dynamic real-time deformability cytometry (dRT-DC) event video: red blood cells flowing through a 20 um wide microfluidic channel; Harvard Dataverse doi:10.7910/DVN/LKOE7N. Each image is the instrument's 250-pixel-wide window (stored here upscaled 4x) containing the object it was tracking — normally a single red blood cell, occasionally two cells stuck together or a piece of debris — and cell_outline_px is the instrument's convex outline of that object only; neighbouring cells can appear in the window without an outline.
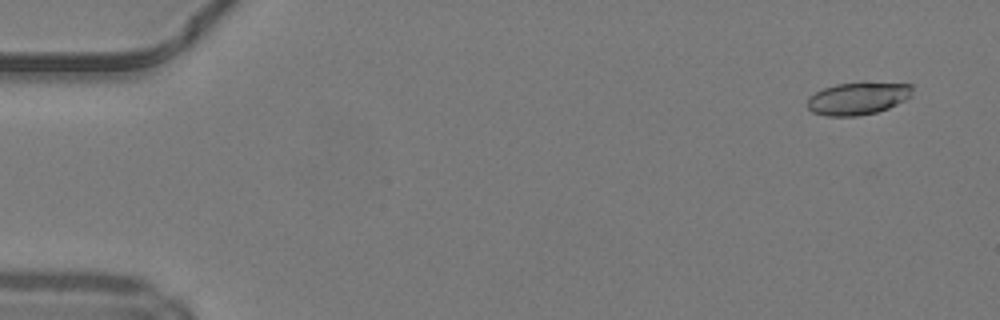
{"species": "common noctule bat (a hibernating species)", "species_latin": "Nyctalus noctula", "temperature_condition": "warm", "stored_images_in_passage": 45, "camera_frame_rate_fps": 3000, "um_per_image_px": 0.085, "animal": {"sex": "male", "body_mass_g": 19.2, "forearm_length_mm": 51.8}, "frame": {"image": 1, "passage_image": 3, "time_ms": 0.667, "image_size_px": [1000, 320], "cell_outline_px": [[912, 96], [888, 108], [876, 112], [856, 116], [824, 116], [812, 112], [808, 108], [808, 96], [824, 88], [836, 84], [864, 80], [912, 84]], "centroid_in_image_um": [72.93, 8.32], "position_along_channel_um": 12.1, "area_um2": 20.46}}
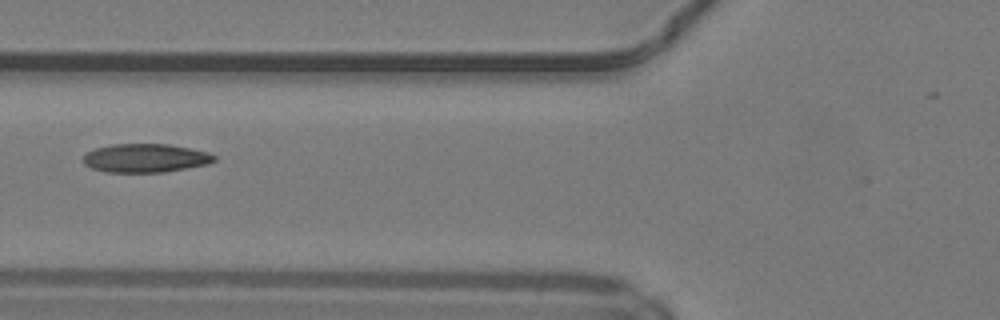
{"frame": {"image": 2, "passage_image": 20, "time_ms": 6.333, "image_size_px": [1000, 320], "cell_outline_px": [[216, 160], [208, 164], [164, 172], [108, 172], [92, 168], [84, 164], [84, 156], [88, 152], [96, 148], [112, 144], [168, 144], [208, 152], [216, 156]], "centroid_in_image_um": [12.38, 13.43], "position_along_channel_um": 113.4, "area_um2": 21.68}}
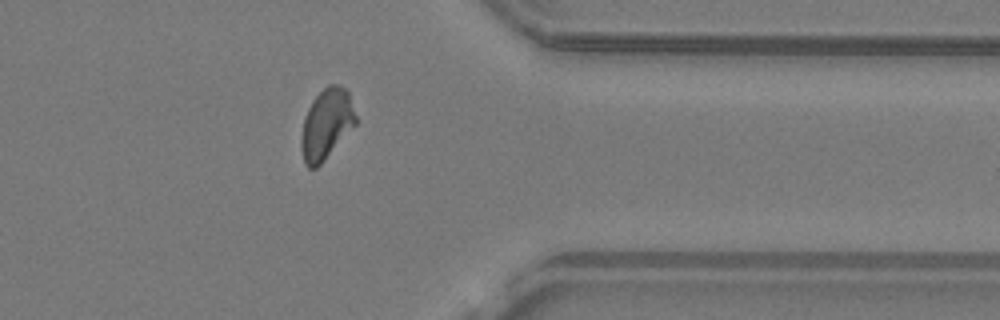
{"frame": {"image": 3, "passage_image": 40, "time_ms": 13.0, "image_size_px": [1000, 320], "cell_outline_px": [[356, 124], [324, 160], [316, 168], [308, 168], [304, 164], [300, 148], [300, 140], [304, 116], [312, 100], [328, 84], [340, 84], [348, 88], [356, 116]], "centroid_in_image_um": [27.73, 10.53], "position_along_channel_um": 383.7, "area_um2": 22.6}, "authors_computed_cell_mechanics": {"area_um2": 21.675, "velocity_mm_per_s": 4.2176, "shape_relaxation_time_tau1_ms": 5.1431, "shape_relaxation_time_tau2_ms": 1.7453, "deformation_change_tau1": 0.1814, "deformation_change_tau2": 0.0613}}